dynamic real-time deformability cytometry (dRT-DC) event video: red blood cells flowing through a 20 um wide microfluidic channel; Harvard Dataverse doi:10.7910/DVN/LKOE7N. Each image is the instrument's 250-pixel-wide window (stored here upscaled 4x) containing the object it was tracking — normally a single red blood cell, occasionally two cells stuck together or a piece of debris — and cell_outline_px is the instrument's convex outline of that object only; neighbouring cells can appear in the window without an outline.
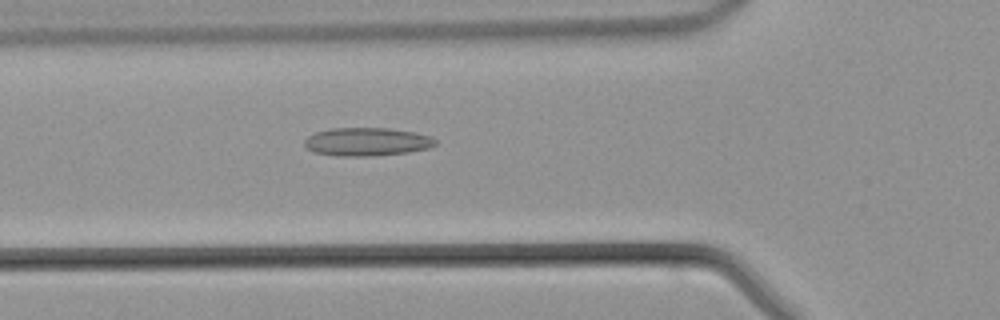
{"species": "common noctule bat (a hibernating species)", "species_latin": "Nyctalus noctula", "temperature_condition": "warm", "stored_images_in_passage": 44, "camera_frame_rate_fps": 3000, "um_per_image_px": 0.085, "animal": {"sex": "male", "body_mass_g": 21.5, "forearm_length_mm": 52.0}, "frame": {"image": 1, "passage_image": 15, "time_ms": 4.667, "image_size_px": [1000, 320], "cell_outline_px": [[436, 144], [428, 148], [408, 152], [368, 156], [340, 156], [316, 152], [308, 148], [304, 144], [304, 140], [308, 136], [316, 132], [332, 128], [388, 128], [416, 132], [432, 136], [436, 140]], "centroid_in_image_um": [31.21, 12.04], "position_along_channel_um": 94.6, "area_um2": 21.44}}
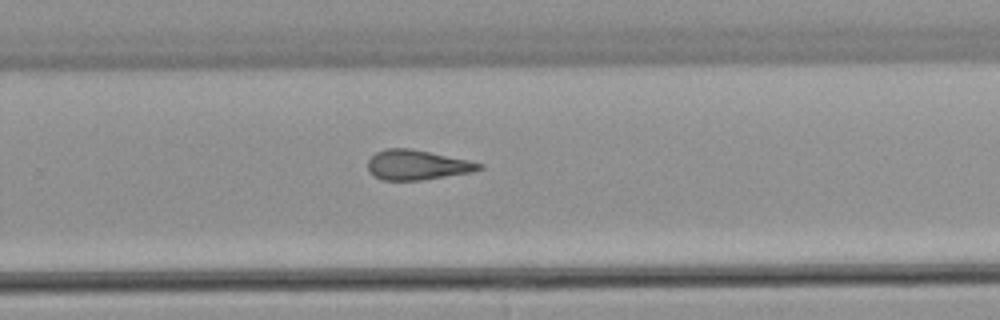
{"frame": {"image": 2, "passage_image": 28, "time_ms": 9.0, "image_size_px": [1000, 320], "cell_outline_px": [[484, 168], [472, 172], [420, 180], [384, 180], [372, 176], [368, 172], [368, 160], [376, 152], [384, 148], [408, 148], [468, 160], [484, 164]], "centroid_in_image_um": [35.43, 14.02], "position_along_channel_um": 294.4, "area_um2": 19.31}}
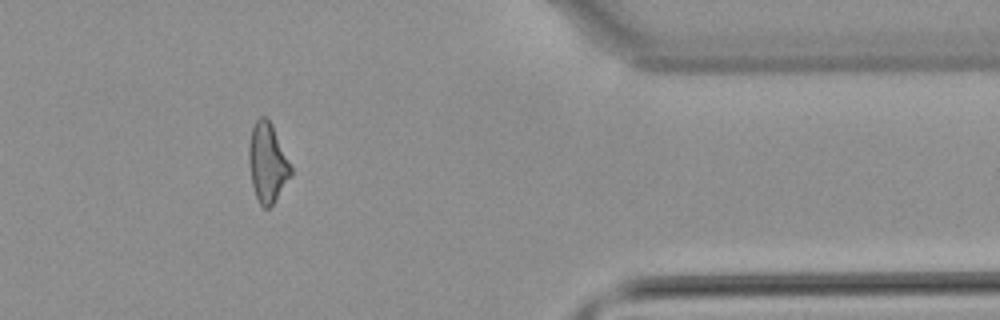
{"frame": {"image": 3, "passage_image": 36, "time_ms": 11.667, "image_size_px": [1000, 320], "cell_outline_px": [[292, 172], [276, 200], [268, 208], [264, 208], [260, 204], [256, 196], [252, 184], [248, 164], [248, 144], [252, 128], [256, 120], [260, 116], [264, 116], [272, 124], [292, 168]], "centroid_in_image_um": [22.71, 13.82], "position_along_channel_um": 388.7, "area_um2": 19.25}}